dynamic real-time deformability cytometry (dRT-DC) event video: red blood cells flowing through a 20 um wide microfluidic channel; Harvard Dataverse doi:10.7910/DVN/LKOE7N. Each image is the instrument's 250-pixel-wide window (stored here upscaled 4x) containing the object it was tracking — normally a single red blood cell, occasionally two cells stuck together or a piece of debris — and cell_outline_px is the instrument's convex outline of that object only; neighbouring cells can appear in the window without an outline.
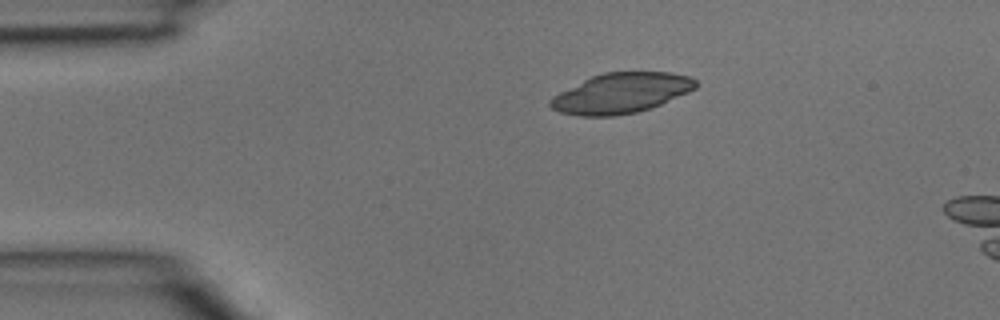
{"species": "common noctule bat (a hibernating species)", "species_latin": "Nyctalus noctula", "temperature_condition": "room temperature", "stored_images_in_passage": 2, "camera_frame_rate_fps": 3000, "um_per_image_px": 0.085, "animal": {"sex": "male", "body_mass_g": 15.6}, "frame": {"image": 1, "passage_image": 1, "time_ms": 0.0, "image_size_px": [1000, 320], "cell_outline_px": [[700, 84], [696, 88], [688, 92], [652, 108], [636, 112], [616, 116], [580, 116], [560, 112], [552, 108], [548, 104], [548, 100], [552, 96], [592, 76], [604, 72], [672, 72], [688, 76], [696, 80]], "centroid_in_image_um": [52.81, 7.92], "position_along_channel_um": 32.2, "area_um2": 34.04}}